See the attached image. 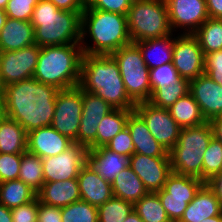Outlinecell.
Segmentation results:
<instances>
[{"label":"cell","mask_w":222,"mask_h":222,"mask_svg":"<svg viewBox=\"0 0 222 222\" xmlns=\"http://www.w3.org/2000/svg\"><path fill=\"white\" fill-rule=\"evenodd\" d=\"M58 91L35 78L9 84L3 89L4 115L17 121L27 133L51 126Z\"/></svg>","instance_id":"obj_1"},{"label":"cell","mask_w":222,"mask_h":222,"mask_svg":"<svg viewBox=\"0 0 222 222\" xmlns=\"http://www.w3.org/2000/svg\"><path fill=\"white\" fill-rule=\"evenodd\" d=\"M79 87L101 97L113 109L135 108L136 103L126 92L118 63L111 55L83 54Z\"/></svg>","instance_id":"obj_2"},{"label":"cell","mask_w":222,"mask_h":222,"mask_svg":"<svg viewBox=\"0 0 222 222\" xmlns=\"http://www.w3.org/2000/svg\"><path fill=\"white\" fill-rule=\"evenodd\" d=\"M89 34L94 43L84 42ZM132 43L127 16L90 8L87 4L81 14V41L83 54L111 55L123 46ZM86 44V45H85Z\"/></svg>","instance_id":"obj_3"},{"label":"cell","mask_w":222,"mask_h":222,"mask_svg":"<svg viewBox=\"0 0 222 222\" xmlns=\"http://www.w3.org/2000/svg\"><path fill=\"white\" fill-rule=\"evenodd\" d=\"M81 14L58 9L49 0H38L31 19L35 44L39 47L80 44Z\"/></svg>","instance_id":"obj_4"},{"label":"cell","mask_w":222,"mask_h":222,"mask_svg":"<svg viewBox=\"0 0 222 222\" xmlns=\"http://www.w3.org/2000/svg\"><path fill=\"white\" fill-rule=\"evenodd\" d=\"M83 51L80 44L41 47L33 78L59 90L79 86Z\"/></svg>","instance_id":"obj_5"},{"label":"cell","mask_w":222,"mask_h":222,"mask_svg":"<svg viewBox=\"0 0 222 222\" xmlns=\"http://www.w3.org/2000/svg\"><path fill=\"white\" fill-rule=\"evenodd\" d=\"M213 137L210 122L181 128L177 143L168 152L172 172L202 180L204 152Z\"/></svg>","instance_id":"obj_6"},{"label":"cell","mask_w":222,"mask_h":222,"mask_svg":"<svg viewBox=\"0 0 222 222\" xmlns=\"http://www.w3.org/2000/svg\"><path fill=\"white\" fill-rule=\"evenodd\" d=\"M127 22L132 43L173 33L165 0H133Z\"/></svg>","instance_id":"obj_7"},{"label":"cell","mask_w":222,"mask_h":222,"mask_svg":"<svg viewBox=\"0 0 222 222\" xmlns=\"http://www.w3.org/2000/svg\"><path fill=\"white\" fill-rule=\"evenodd\" d=\"M118 63L128 96L135 102H147L151 97L149 68L135 43L121 47L111 54Z\"/></svg>","instance_id":"obj_8"},{"label":"cell","mask_w":222,"mask_h":222,"mask_svg":"<svg viewBox=\"0 0 222 222\" xmlns=\"http://www.w3.org/2000/svg\"><path fill=\"white\" fill-rule=\"evenodd\" d=\"M203 184L204 182L196 177L174 172L168 175L164 187L156 193L171 222L181 219L188 203Z\"/></svg>","instance_id":"obj_9"},{"label":"cell","mask_w":222,"mask_h":222,"mask_svg":"<svg viewBox=\"0 0 222 222\" xmlns=\"http://www.w3.org/2000/svg\"><path fill=\"white\" fill-rule=\"evenodd\" d=\"M82 111V89L79 86L59 90L51 126L63 136L77 143Z\"/></svg>","instance_id":"obj_10"},{"label":"cell","mask_w":222,"mask_h":222,"mask_svg":"<svg viewBox=\"0 0 222 222\" xmlns=\"http://www.w3.org/2000/svg\"><path fill=\"white\" fill-rule=\"evenodd\" d=\"M88 151V147L74 142L62 153L42 158L44 182L77 178L87 164Z\"/></svg>","instance_id":"obj_11"},{"label":"cell","mask_w":222,"mask_h":222,"mask_svg":"<svg viewBox=\"0 0 222 222\" xmlns=\"http://www.w3.org/2000/svg\"><path fill=\"white\" fill-rule=\"evenodd\" d=\"M134 111L144 120L156 141L169 152L177 143L181 130L169 110L155 107L149 102H139Z\"/></svg>","instance_id":"obj_12"},{"label":"cell","mask_w":222,"mask_h":222,"mask_svg":"<svg viewBox=\"0 0 222 222\" xmlns=\"http://www.w3.org/2000/svg\"><path fill=\"white\" fill-rule=\"evenodd\" d=\"M41 47L37 44L17 51L0 52V81L3 87L33 78Z\"/></svg>","instance_id":"obj_13"},{"label":"cell","mask_w":222,"mask_h":222,"mask_svg":"<svg viewBox=\"0 0 222 222\" xmlns=\"http://www.w3.org/2000/svg\"><path fill=\"white\" fill-rule=\"evenodd\" d=\"M172 63L182 79L191 81L204 74L205 55L193 34L175 37Z\"/></svg>","instance_id":"obj_14"},{"label":"cell","mask_w":222,"mask_h":222,"mask_svg":"<svg viewBox=\"0 0 222 222\" xmlns=\"http://www.w3.org/2000/svg\"><path fill=\"white\" fill-rule=\"evenodd\" d=\"M83 111L77 135V143L96 148L98 124L102 118L113 110V107L95 94L82 90Z\"/></svg>","instance_id":"obj_15"},{"label":"cell","mask_w":222,"mask_h":222,"mask_svg":"<svg viewBox=\"0 0 222 222\" xmlns=\"http://www.w3.org/2000/svg\"><path fill=\"white\" fill-rule=\"evenodd\" d=\"M172 31L193 34L208 18L206 0H165Z\"/></svg>","instance_id":"obj_16"},{"label":"cell","mask_w":222,"mask_h":222,"mask_svg":"<svg viewBox=\"0 0 222 222\" xmlns=\"http://www.w3.org/2000/svg\"><path fill=\"white\" fill-rule=\"evenodd\" d=\"M129 166L142 180L148 192L161 190L172 172L170 157H150L133 153L129 157Z\"/></svg>","instance_id":"obj_17"},{"label":"cell","mask_w":222,"mask_h":222,"mask_svg":"<svg viewBox=\"0 0 222 222\" xmlns=\"http://www.w3.org/2000/svg\"><path fill=\"white\" fill-rule=\"evenodd\" d=\"M189 93L198 103L207 122L222 116V85L202 74L190 81Z\"/></svg>","instance_id":"obj_18"},{"label":"cell","mask_w":222,"mask_h":222,"mask_svg":"<svg viewBox=\"0 0 222 222\" xmlns=\"http://www.w3.org/2000/svg\"><path fill=\"white\" fill-rule=\"evenodd\" d=\"M73 143L52 126L41 127L27 133V152L40 158L58 155Z\"/></svg>","instance_id":"obj_19"},{"label":"cell","mask_w":222,"mask_h":222,"mask_svg":"<svg viewBox=\"0 0 222 222\" xmlns=\"http://www.w3.org/2000/svg\"><path fill=\"white\" fill-rule=\"evenodd\" d=\"M77 179L81 200L99 207L113 197L111 183L97 174L88 164L80 169Z\"/></svg>","instance_id":"obj_20"},{"label":"cell","mask_w":222,"mask_h":222,"mask_svg":"<svg viewBox=\"0 0 222 222\" xmlns=\"http://www.w3.org/2000/svg\"><path fill=\"white\" fill-rule=\"evenodd\" d=\"M134 145V153L150 157H169L168 151L161 146L148 130L144 120L133 110L126 126Z\"/></svg>","instance_id":"obj_21"},{"label":"cell","mask_w":222,"mask_h":222,"mask_svg":"<svg viewBox=\"0 0 222 222\" xmlns=\"http://www.w3.org/2000/svg\"><path fill=\"white\" fill-rule=\"evenodd\" d=\"M87 164L106 181L110 183L129 166V156L120 155L106 146L89 149Z\"/></svg>","instance_id":"obj_22"},{"label":"cell","mask_w":222,"mask_h":222,"mask_svg":"<svg viewBox=\"0 0 222 222\" xmlns=\"http://www.w3.org/2000/svg\"><path fill=\"white\" fill-rule=\"evenodd\" d=\"M222 205L213 190L204 183L195 197L188 203L183 216L178 222H201L203 219L218 216Z\"/></svg>","instance_id":"obj_23"},{"label":"cell","mask_w":222,"mask_h":222,"mask_svg":"<svg viewBox=\"0 0 222 222\" xmlns=\"http://www.w3.org/2000/svg\"><path fill=\"white\" fill-rule=\"evenodd\" d=\"M35 44L31 21L7 18L0 31V52L17 51Z\"/></svg>","instance_id":"obj_24"},{"label":"cell","mask_w":222,"mask_h":222,"mask_svg":"<svg viewBox=\"0 0 222 222\" xmlns=\"http://www.w3.org/2000/svg\"><path fill=\"white\" fill-rule=\"evenodd\" d=\"M36 194L39 202L60 208L81 200L77 178L45 182Z\"/></svg>","instance_id":"obj_25"},{"label":"cell","mask_w":222,"mask_h":222,"mask_svg":"<svg viewBox=\"0 0 222 222\" xmlns=\"http://www.w3.org/2000/svg\"><path fill=\"white\" fill-rule=\"evenodd\" d=\"M172 35L173 33L161 38L135 42L149 69L172 63L175 42V37L173 38Z\"/></svg>","instance_id":"obj_26"},{"label":"cell","mask_w":222,"mask_h":222,"mask_svg":"<svg viewBox=\"0 0 222 222\" xmlns=\"http://www.w3.org/2000/svg\"><path fill=\"white\" fill-rule=\"evenodd\" d=\"M113 197L135 204L148 193L142 180L131 169L126 167L111 182Z\"/></svg>","instance_id":"obj_27"},{"label":"cell","mask_w":222,"mask_h":222,"mask_svg":"<svg viewBox=\"0 0 222 222\" xmlns=\"http://www.w3.org/2000/svg\"><path fill=\"white\" fill-rule=\"evenodd\" d=\"M27 151V132L5 115L0 120V153L23 154Z\"/></svg>","instance_id":"obj_28"},{"label":"cell","mask_w":222,"mask_h":222,"mask_svg":"<svg viewBox=\"0 0 222 222\" xmlns=\"http://www.w3.org/2000/svg\"><path fill=\"white\" fill-rule=\"evenodd\" d=\"M168 110L181 128L196 127L207 122L190 93L179 98Z\"/></svg>","instance_id":"obj_29"},{"label":"cell","mask_w":222,"mask_h":222,"mask_svg":"<svg viewBox=\"0 0 222 222\" xmlns=\"http://www.w3.org/2000/svg\"><path fill=\"white\" fill-rule=\"evenodd\" d=\"M133 110L113 109L98 124L96 148L106 146L110 140L127 126L129 114Z\"/></svg>","instance_id":"obj_30"},{"label":"cell","mask_w":222,"mask_h":222,"mask_svg":"<svg viewBox=\"0 0 222 222\" xmlns=\"http://www.w3.org/2000/svg\"><path fill=\"white\" fill-rule=\"evenodd\" d=\"M36 196V192L19 179L0 183V203L9 209L28 203Z\"/></svg>","instance_id":"obj_31"},{"label":"cell","mask_w":222,"mask_h":222,"mask_svg":"<svg viewBox=\"0 0 222 222\" xmlns=\"http://www.w3.org/2000/svg\"><path fill=\"white\" fill-rule=\"evenodd\" d=\"M193 35L204 55L222 50V19L208 18Z\"/></svg>","instance_id":"obj_32"},{"label":"cell","mask_w":222,"mask_h":222,"mask_svg":"<svg viewBox=\"0 0 222 222\" xmlns=\"http://www.w3.org/2000/svg\"><path fill=\"white\" fill-rule=\"evenodd\" d=\"M18 179L23 181L37 193L45 183L42 158L27 151L21 154V164Z\"/></svg>","instance_id":"obj_33"},{"label":"cell","mask_w":222,"mask_h":222,"mask_svg":"<svg viewBox=\"0 0 222 222\" xmlns=\"http://www.w3.org/2000/svg\"><path fill=\"white\" fill-rule=\"evenodd\" d=\"M190 91V81L181 79L166 87H157L152 91L150 99L147 101L151 105L169 109L179 98L187 95Z\"/></svg>","instance_id":"obj_34"},{"label":"cell","mask_w":222,"mask_h":222,"mask_svg":"<svg viewBox=\"0 0 222 222\" xmlns=\"http://www.w3.org/2000/svg\"><path fill=\"white\" fill-rule=\"evenodd\" d=\"M143 222H171L156 192H148L134 204Z\"/></svg>","instance_id":"obj_35"},{"label":"cell","mask_w":222,"mask_h":222,"mask_svg":"<svg viewBox=\"0 0 222 222\" xmlns=\"http://www.w3.org/2000/svg\"><path fill=\"white\" fill-rule=\"evenodd\" d=\"M133 210V203L112 197L98 207V222H123Z\"/></svg>","instance_id":"obj_36"},{"label":"cell","mask_w":222,"mask_h":222,"mask_svg":"<svg viewBox=\"0 0 222 222\" xmlns=\"http://www.w3.org/2000/svg\"><path fill=\"white\" fill-rule=\"evenodd\" d=\"M62 222H98V207L79 200L61 207Z\"/></svg>","instance_id":"obj_37"},{"label":"cell","mask_w":222,"mask_h":222,"mask_svg":"<svg viewBox=\"0 0 222 222\" xmlns=\"http://www.w3.org/2000/svg\"><path fill=\"white\" fill-rule=\"evenodd\" d=\"M222 171V143L213 137L204 152L202 181L206 183Z\"/></svg>","instance_id":"obj_38"},{"label":"cell","mask_w":222,"mask_h":222,"mask_svg":"<svg viewBox=\"0 0 222 222\" xmlns=\"http://www.w3.org/2000/svg\"><path fill=\"white\" fill-rule=\"evenodd\" d=\"M151 92L157 87L170 86L177 83L182 78L173 66V63L164 64L153 69H149Z\"/></svg>","instance_id":"obj_39"},{"label":"cell","mask_w":222,"mask_h":222,"mask_svg":"<svg viewBox=\"0 0 222 222\" xmlns=\"http://www.w3.org/2000/svg\"><path fill=\"white\" fill-rule=\"evenodd\" d=\"M38 0H9L4 9L7 18L31 21Z\"/></svg>","instance_id":"obj_40"},{"label":"cell","mask_w":222,"mask_h":222,"mask_svg":"<svg viewBox=\"0 0 222 222\" xmlns=\"http://www.w3.org/2000/svg\"><path fill=\"white\" fill-rule=\"evenodd\" d=\"M20 164L21 154L0 153V183L17 180Z\"/></svg>","instance_id":"obj_41"},{"label":"cell","mask_w":222,"mask_h":222,"mask_svg":"<svg viewBox=\"0 0 222 222\" xmlns=\"http://www.w3.org/2000/svg\"><path fill=\"white\" fill-rule=\"evenodd\" d=\"M133 0H86V4L92 8L106 12L128 14Z\"/></svg>","instance_id":"obj_42"},{"label":"cell","mask_w":222,"mask_h":222,"mask_svg":"<svg viewBox=\"0 0 222 222\" xmlns=\"http://www.w3.org/2000/svg\"><path fill=\"white\" fill-rule=\"evenodd\" d=\"M106 147L120 155L122 154L130 157L134 153V145L128 128L125 127L121 130L110 140Z\"/></svg>","instance_id":"obj_43"},{"label":"cell","mask_w":222,"mask_h":222,"mask_svg":"<svg viewBox=\"0 0 222 222\" xmlns=\"http://www.w3.org/2000/svg\"><path fill=\"white\" fill-rule=\"evenodd\" d=\"M38 204L36 196L32 201L11 209L12 222H37Z\"/></svg>","instance_id":"obj_44"},{"label":"cell","mask_w":222,"mask_h":222,"mask_svg":"<svg viewBox=\"0 0 222 222\" xmlns=\"http://www.w3.org/2000/svg\"><path fill=\"white\" fill-rule=\"evenodd\" d=\"M61 218L60 207L39 202L37 222H62Z\"/></svg>","instance_id":"obj_45"},{"label":"cell","mask_w":222,"mask_h":222,"mask_svg":"<svg viewBox=\"0 0 222 222\" xmlns=\"http://www.w3.org/2000/svg\"><path fill=\"white\" fill-rule=\"evenodd\" d=\"M58 9L72 11V12H83L86 0H49Z\"/></svg>","instance_id":"obj_46"},{"label":"cell","mask_w":222,"mask_h":222,"mask_svg":"<svg viewBox=\"0 0 222 222\" xmlns=\"http://www.w3.org/2000/svg\"><path fill=\"white\" fill-rule=\"evenodd\" d=\"M222 68V50L205 55L204 69Z\"/></svg>","instance_id":"obj_47"},{"label":"cell","mask_w":222,"mask_h":222,"mask_svg":"<svg viewBox=\"0 0 222 222\" xmlns=\"http://www.w3.org/2000/svg\"><path fill=\"white\" fill-rule=\"evenodd\" d=\"M209 18L222 19V0H206Z\"/></svg>","instance_id":"obj_48"},{"label":"cell","mask_w":222,"mask_h":222,"mask_svg":"<svg viewBox=\"0 0 222 222\" xmlns=\"http://www.w3.org/2000/svg\"><path fill=\"white\" fill-rule=\"evenodd\" d=\"M206 184L213 190L222 205V171L208 180Z\"/></svg>","instance_id":"obj_49"},{"label":"cell","mask_w":222,"mask_h":222,"mask_svg":"<svg viewBox=\"0 0 222 222\" xmlns=\"http://www.w3.org/2000/svg\"><path fill=\"white\" fill-rule=\"evenodd\" d=\"M213 135L222 143V116L216 117L210 121Z\"/></svg>","instance_id":"obj_50"},{"label":"cell","mask_w":222,"mask_h":222,"mask_svg":"<svg viewBox=\"0 0 222 222\" xmlns=\"http://www.w3.org/2000/svg\"><path fill=\"white\" fill-rule=\"evenodd\" d=\"M204 74L211 78L217 84L222 85V68L204 69Z\"/></svg>","instance_id":"obj_51"},{"label":"cell","mask_w":222,"mask_h":222,"mask_svg":"<svg viewBox=\"0 0 222 222\" xmlns=\"http://www.w3.org/2000/svg\"><path fill=\"white\" fill-rule=\"evenodd\" d=\"M0 222H12L11 209L0 203Z\"/></svg>","instance_id":"obj_52"},{"label":"cell","mask_w":222,"mask_h":222,"mask_svg":"<svg viewBox=\"0 0 222 222\" xmlns=\"http://www.w3.org/2000/svg\"><path fill=\"white\" fill-rule=\"evenodd\" d=\"M123 222H143L138 214L133 210Z\"/></svg>","instance_id":"obj_53"},{"label":"cell","mask_w":222,"mask_h":222,"mask_svg":"<svg viewBox=\"0 0 222 222\" xmlns=\"http://www.w3.org/2000/svg\"><path fill=\"white\" fill-rule=\"evenodd\" d=\"M7 19V15L3 9L0 8V31L2 30L3 26L5 25Z\"/></svg>","instance_id":"obj_54"},{"label":"cell","mask_w":222,"mask_h":222,"mask_svg":"<svg viewBox=\"0 0 222 222\" xmlns=\"http://www.w3.org/2000/svg\"><path fill=\"white\" fill-rule=\"evenodd\" d=\"M201 222H222V213L218 216L203 219Z\"/></svg>","instance_id":"obj_55"},{"label":"cell","mask_w":222,"mask_h":222,"mask_svg":"<svg viewBox=\"0 0 222 222\" xmlns=\"http://www.w3.org/2000/svg\"><path fill=\"white\" fill-rule=\"evenodd\" d=\"M4 116V102H3V94H0V120Z\"/></svg>","instance_id":"obj_56"},{"label":"cell","mask_w":222,"mask_h":222,"mask_svg":"<svg viewBox=\"0 0 222 222\" xmlns=\"http://www.w3.org/2000/svg\"><path fill=\"white\" fill-rule=\"evenodd\" d=\"M9 0H0V8L5 9Z\"/></svg>","instance_id":"obj_57"},{"label":"cell","mask_w":222,"mask_h":222,"mask_svg":"<svg viewBox=\"0 0 222 222\" xmlns=\"http://www.w3.org/2000/svg\"><path fill=\"white\" fill-rule=\"evenodd\" d=\"M3 89L4 87L2 86L1 81H0V94H3Z\"/></svg>","instance_id":"obj_58"}]
</instances>
